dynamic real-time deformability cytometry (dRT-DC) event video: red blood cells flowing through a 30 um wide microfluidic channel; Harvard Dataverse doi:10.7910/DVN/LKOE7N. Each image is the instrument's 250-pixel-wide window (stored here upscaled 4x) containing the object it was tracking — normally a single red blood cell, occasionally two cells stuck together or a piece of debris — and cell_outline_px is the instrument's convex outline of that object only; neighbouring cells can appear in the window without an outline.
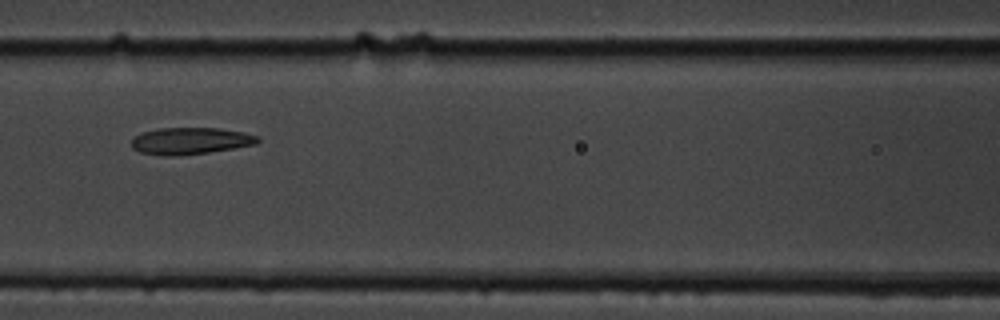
{"species": "common noctule bat (a hibernating species)", "species_latin": "Nyctalus noctula", "temperature_condition": "cold", "stored_images_in_passage": 13, "camera_frame_rate_fps": 3000, "um_per_image_px": 0.085, "animal": {"sex": "male", "body_mass_g": 19.5, "forearm_length_mm": 54.6}, "frame": {"image": 1, "passage_image": 5, "time_ms": 4.667, "image_size_px": [1000, 320], "cell_outline_px": [[260, 140], [256, 144], [208, 152], [168, 156], [164, 156], [140, 152], [132, 148], [132, 136], [140, 132], [156, 128], [220, 128], [244, 132], [260, 136]], "centroid_in_image_um": [16.15, 11.96], "position_along_channel_um": 150.4, "area_um2": 19.83}}
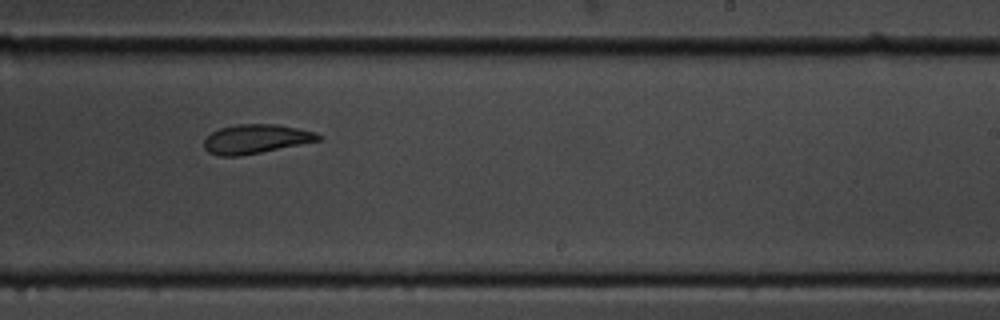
{"frame": {"image": 2, "passage_image": 8, "time_ms": 8.0, "image_size_px": [1000, 320], "cell_outline_px": [[320, 140], [240, 156], [220, 156], [208, 152], [204, 148], [204, 140], [212, 132], [220, 128], [236, 124], [276, 124], [300, 128], [316, 132], [320, 136]], "centroid_in_image_um": [21.73, 11.8], "position_along_channel_um": 267.3, "area_um2": 19.25}}
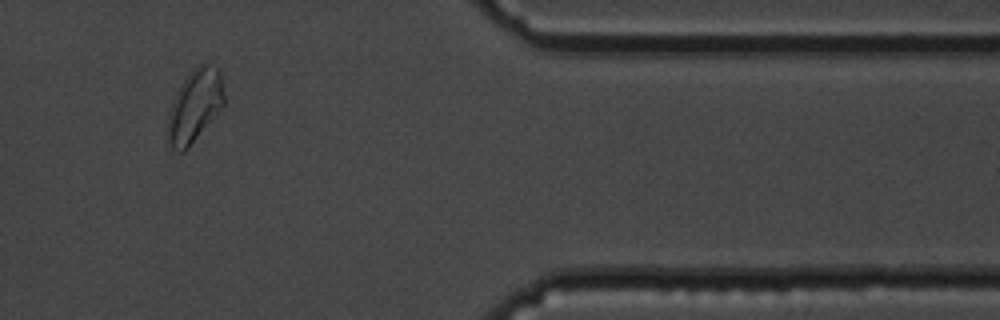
{"frame": {"image": 3, "passage_image": 11, "time_ms": 12.333, "image_size_px": [1000, 320], "cell_outline_px": [[224, 104], [188, 148], [184, 152], [180, 152], [172, 148], [168, 140], [168, 120], [172, 104], [176, 92], [180, 84], [192, 68], [204, 60], [216, 68], [220, 72], [224, 96]], "centroid_in_image_um": [16.55, 8.95], "position_along_channel_um": 394.8, "area_um2": 23.58}, "authors_computed_cell_mechanics": {"area_um2": 20.6346, "velocity_mm_per_s": 3.5159, "shape_relaxation_time_tau1_ms": 5.5852, "shape_relaxation_time_tau2_ms": 1.5493, "deformation_change_tau1": 0.1082, "deformation_change_tau2": 0.0647}}